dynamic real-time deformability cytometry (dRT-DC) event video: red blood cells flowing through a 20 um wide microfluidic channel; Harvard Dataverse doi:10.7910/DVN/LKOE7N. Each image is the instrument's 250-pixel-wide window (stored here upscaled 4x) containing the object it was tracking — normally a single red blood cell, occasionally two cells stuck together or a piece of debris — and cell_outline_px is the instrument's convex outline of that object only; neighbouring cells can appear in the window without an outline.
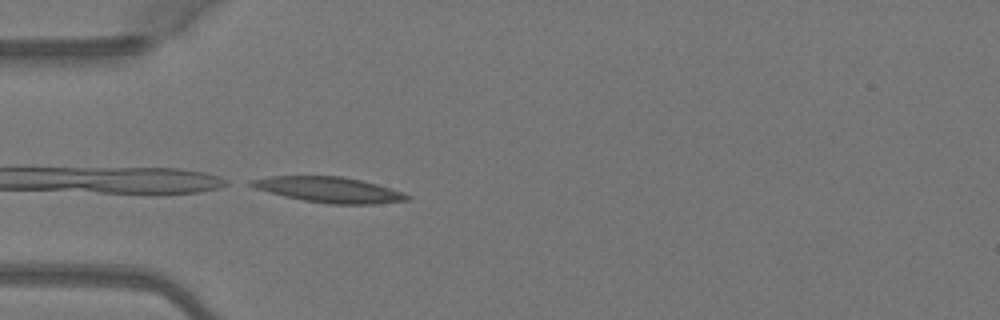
{"species": "Egyptian fruit bat (a non-hibernating species)", "species_latin": "Rousettus aegyptiacus", "temperature_condition": "warm", "stored_images_in_passage": 4, "camera_frame_rate_fps": 3000, "um_per_image_px": 0.085, "animal": {"sex": "female"}, "frame": {"image": 1, "passage_image": 4, "time_ms": 1.0, "image_size_px": [1000, 320], "cell_outline_px": [[412, 196], [408, 200], [376, 204], [328, 204], [304, 200], [284, 196], [256, 188], [248, 184], [248, 180], [272, 176], [340, 176], [360, 180], [376, 184]], "centroid_in_image_um": [27.95, 16.13], "position_along_channel_um": 57.0, "area_um2": 22.89}}